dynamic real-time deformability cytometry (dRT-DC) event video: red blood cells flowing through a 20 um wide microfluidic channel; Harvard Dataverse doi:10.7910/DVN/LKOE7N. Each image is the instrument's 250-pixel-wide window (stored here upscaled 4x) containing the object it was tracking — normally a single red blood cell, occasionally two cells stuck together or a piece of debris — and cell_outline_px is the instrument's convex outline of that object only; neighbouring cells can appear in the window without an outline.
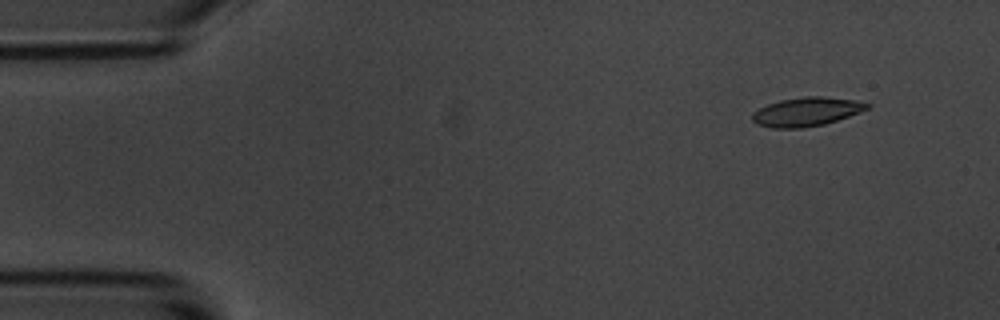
{"species": "common noctule bat (a hibernating species)", "species_latin": "Nyctalus noctula", "temperature_condition": "room temperature", "stored_images_in_passage": 5, "camera_frame_rate_fps": 3000, "um_per_image_px": 0.085, "animal": {"sex": "male", "body_mass_g": 20.1, "forearm_length_mm": 53.5}, "frame": {"image": 1, "passage_image": 2, "time_ms": 1.333, "image_size_px": [1000, 320], "cell_outline_px": [[872, 104], [868, 108], [860, 112], [824, 124], [800, 128], [772, 128], [756, 124], [752, 120], [752, 112], [768, 104], [780, 100], [804, 96], [824, 96], [856, 100]], "centroid_in_image_um": [68.54, 9.49], "position_along_channel_um": 16.5, "area_um2": 19.31}}
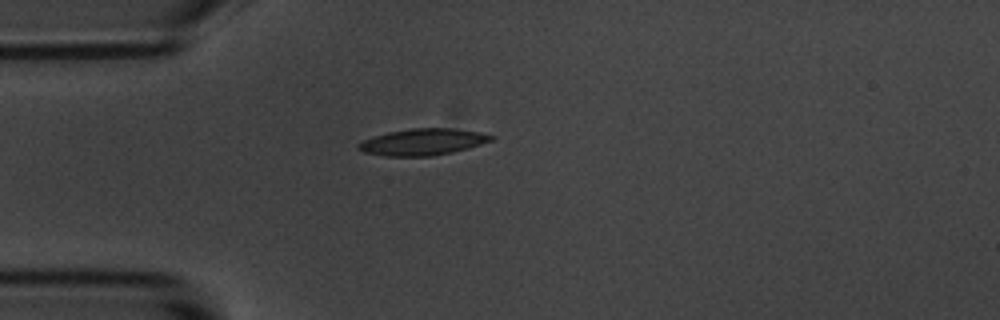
{"frame": {"image": 2, "passage_image": 4, "time_ms": 4.667, "image_size_px": [1000, 320], "cell_outline_px": [[496, 136], [492, 140], [468, 148], [452, 152], [432, 156], [384, 156], [364, 152], [356, 148], [356, 144], [364, 140], [388, 132], [412, 128], [452, 128], [480, 132]], "centroid_in_image_um": [35.93, 12.06], "position_along_channel_um": 49.1, "area_um2": 20.46}}